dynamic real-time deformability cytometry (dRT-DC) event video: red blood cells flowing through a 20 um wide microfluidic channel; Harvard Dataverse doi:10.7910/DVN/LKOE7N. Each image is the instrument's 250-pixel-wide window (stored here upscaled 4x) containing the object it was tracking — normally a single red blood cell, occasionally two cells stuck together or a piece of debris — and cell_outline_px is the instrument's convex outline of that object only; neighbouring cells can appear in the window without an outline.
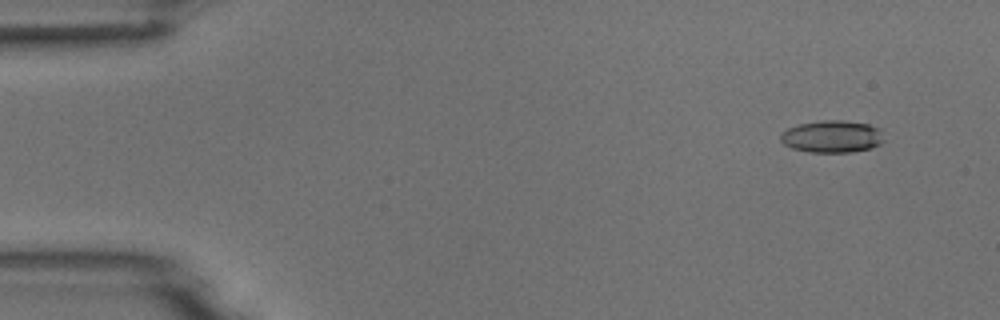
{"species": "common noctule bat (a hibernating species)", "species_latin": "Nyctalus noctula", "temperature_condition": "room temperature", "stored_images_in_passage": 5, "camera_frame_rate_fps": 3000, "um_per_image_px": 0.085, "animal": {"sex": "male", "body_mass_g": 18.8}, "frame": {"image": 1, "passage_image": 2, "time_ms": 0.333, "image_size_px": [1000, 320], "cell_outline_px": [[884, 140], [880, 144], [868, 148], [852, 152], [808, 152], [792, 148], [784, 144], [780, 140], [780, 136], [788, 128], [796, 124], [820, 120], [844, 120], [868, 124], [880, 128]], "centroid_in_image_um": [70.72, 11.59], "position_along_channel_um": 14.3, "area_um2": 19.48}}
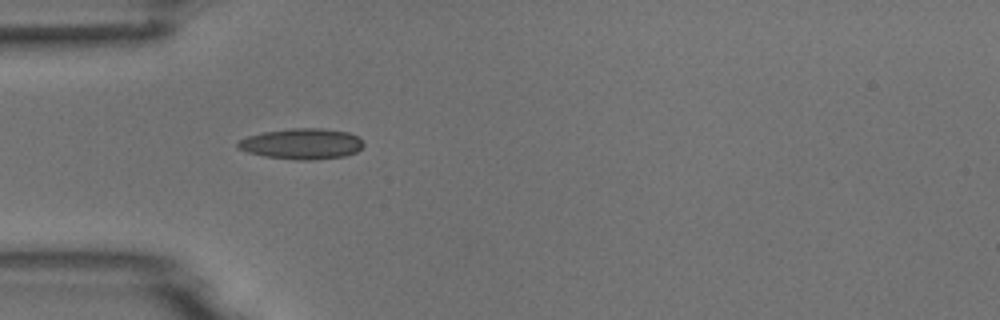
{"frame": {"image": 2, "passage_image": 5, "time_ms": 1.333, "image_size_px": [1000, 320], "cell_outline_px": [[364, 144], [356, 152], [344, 156], [312, 160], [292, 160], [264, 156], [248, 152], [236, 148], [236, 144], [240, 140], [248, 136], [264, 132], [292, 128], [320, 128], [348, 132], [360, 136]], "centroid_in_image_um": [25.66, 12.23], "position_along_channel_um": 59.3, "area_um2": 22.6}}